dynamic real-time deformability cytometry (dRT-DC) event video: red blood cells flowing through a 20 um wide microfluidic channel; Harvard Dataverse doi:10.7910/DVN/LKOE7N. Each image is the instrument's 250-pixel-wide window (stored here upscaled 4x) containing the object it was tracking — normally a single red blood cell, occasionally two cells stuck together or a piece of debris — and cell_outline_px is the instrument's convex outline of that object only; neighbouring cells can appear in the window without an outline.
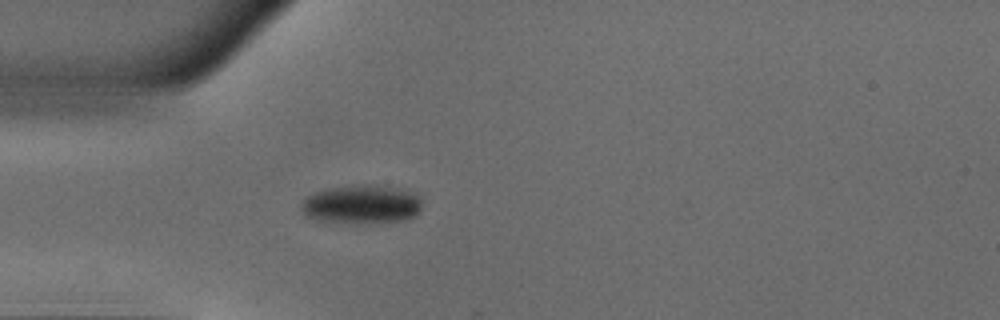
{"species": "common noctule bat (a hibernating species)", "species_latin": "Nyctalus noctula", "temperature_condition": "warm", "stored_images_in_passage": 30, "camera_frame_rate_fps": 3000, "um_per_image_px": 0.085, "animal": {"sex": "male", "body_mass_g": 18.8}, "frame": {"image": 1, "passage_image": 1, "time_ms": 0.0, "image_size_px": [1000, 320], "cell_outline_px": [[420, 212], [416, 216], [408, 220], [368, 224], [316, 220], [308, 216], [300, 208], [300, 204], [308, 196], [316, 192], [328, 188], [364, 184], [368, 184], [412, 192], [420, 196]], "centroid_in_image_um": [30.76, 17.4], "position_along_channel_um": 54.2, "area_um2": 27.28}}
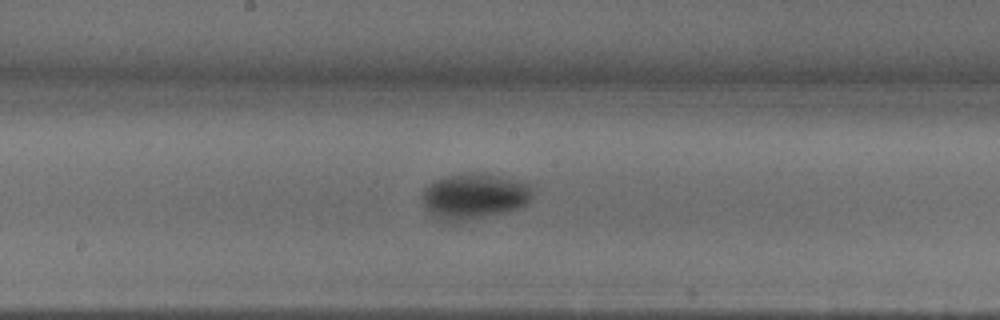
{"frame": {"image": 2, "passage_image": 13, "time_ms": 4.0, "image_size_px": [1000, 320], "cell_outline_px": [[532, 196], [520, 208], [464, 220], [444, 220], [436, 216], [424, 204], [420, 192], [428, 184], [444, 176], [472, 172], [480, 172], [532, 184]], "centroid_in_image_um": [40.31, 16.63], "position_along_channel_um": 207.9, "area_um2": 28.73}}
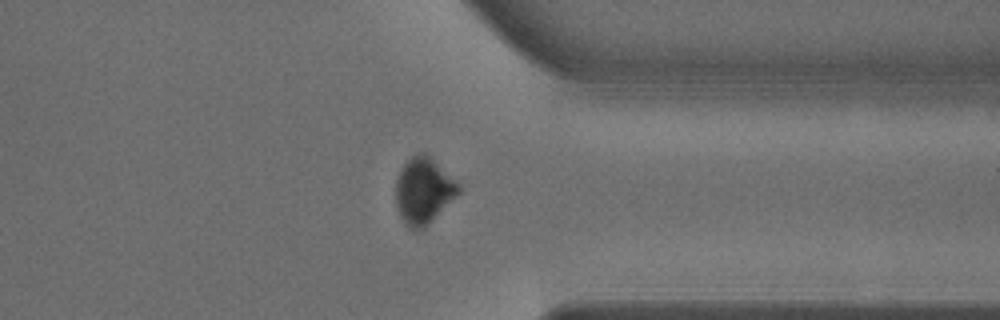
{"frame": {"image": 3, "passage_image": 26, "time_ms": 8.333, "image_size_px": [1000, 320], "cell_outline_px": [[460, 192], [424, 228], [408, 228], [404, 224], [400, 216], [396, 204], [396, 180], [400, 168], [412, 156], [420, 152], [428, 152], [460, 184]], "centroid_in_image_um": [36.0, 16.16], "position_along_channel_um": 375.4, "area_um2": 24.33}, "authors_computed_cell_mechanics": {"area_um2": 28.1197, "velocity_mm_per_s": 3.9749, "shape_relaxation_time_tau1_ms": 6.4601, "shape_relaxation_time_tau2_ms": 4.5332, "deformation_change_tau1": 0.17, "deformation_change_tau2": 0.0333}}